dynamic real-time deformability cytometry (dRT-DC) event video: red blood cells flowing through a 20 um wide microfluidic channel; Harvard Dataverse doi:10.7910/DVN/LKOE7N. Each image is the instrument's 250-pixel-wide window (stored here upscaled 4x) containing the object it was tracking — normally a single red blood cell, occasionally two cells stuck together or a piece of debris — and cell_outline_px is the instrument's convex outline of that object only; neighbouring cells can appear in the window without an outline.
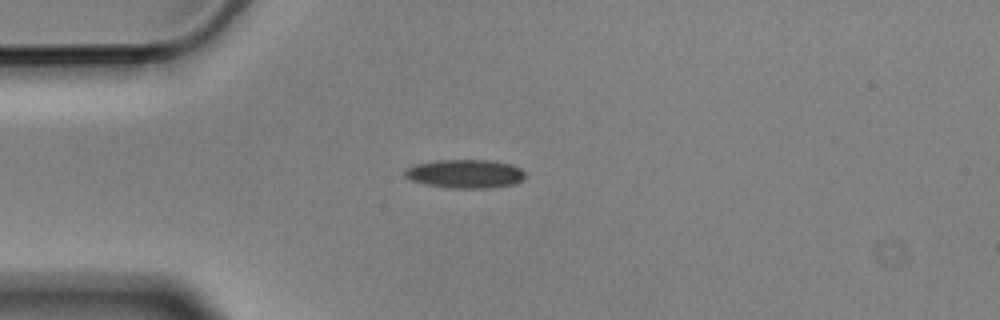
{"species": "Egyptian fruit bat (a non-hibernating species)", "species_latin": "Rousettus aegyptiacus", "temperature_condition": "cold", "stored_images_in_passage": 10, "camera_frame_rate_fps": 3000, "um_per_image_px": 0.085, "animal": {"sex": "male"}, "frame": {"image": 1, "passage_image": 1, "time_ms": 0.0, "image_size_px": [1000, 320], "cell_outline_px": [[524, 180], [516, 184], [488, 188], [448, 188], [424, 184], [412, 180], [404, 176], [404, 168], [412, 164], [436, 160], [492, 160], [512, 164], [520, 168], [524, 172]], "centroid_in_image_um": [39.52, 14.77], "position_along_channel_um": 45.5, "area_um2": 20.46}}
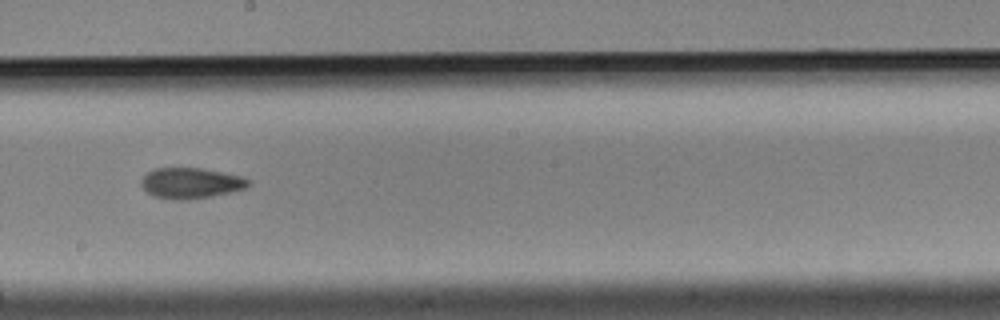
{"frame": {"image": 2, "passage_image": 6, "time_ms": 1.667, "image_size_px": [1000, 320], "cell_outline_px": [[252, 184], [244, 188], [232, 192], [212, 196], [180, 200], [152, 196], [140, 184], [140, 180], [148, 172], [156, 168], [200, 168], [244, 176]], "centroid_in_image_um": [16.23, 15.56], "position_along_channel_um": 232.0, "area_um2": 19.07}}
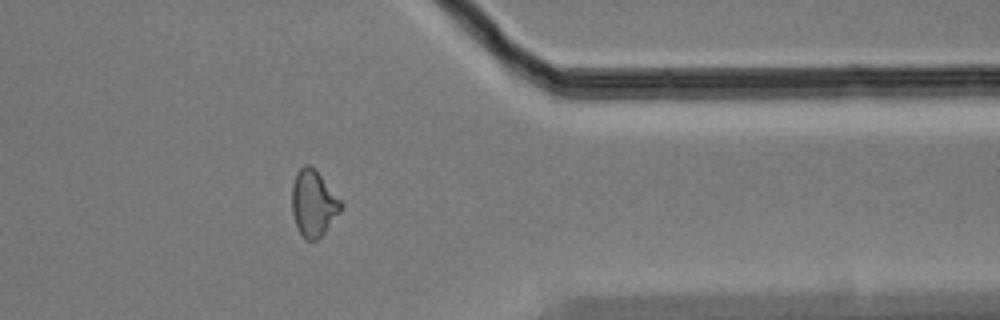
{"frame": {"image": 3, "passage_image": 10, "time_ms": 3.0, "image_size_px": [1000, 320], "cell_outline_px": [[344, 208], [324, 232], [316, 240], [304, 240], [296, 224], [292, 212], [292, 184], [296, 172], [304, 164], [308, 164], [320, 176], [344, 204]], "centroid_in_image_um": [26.64, 17.3], "position_along_channel_um": 384.8, "area_um2": 18.67}}